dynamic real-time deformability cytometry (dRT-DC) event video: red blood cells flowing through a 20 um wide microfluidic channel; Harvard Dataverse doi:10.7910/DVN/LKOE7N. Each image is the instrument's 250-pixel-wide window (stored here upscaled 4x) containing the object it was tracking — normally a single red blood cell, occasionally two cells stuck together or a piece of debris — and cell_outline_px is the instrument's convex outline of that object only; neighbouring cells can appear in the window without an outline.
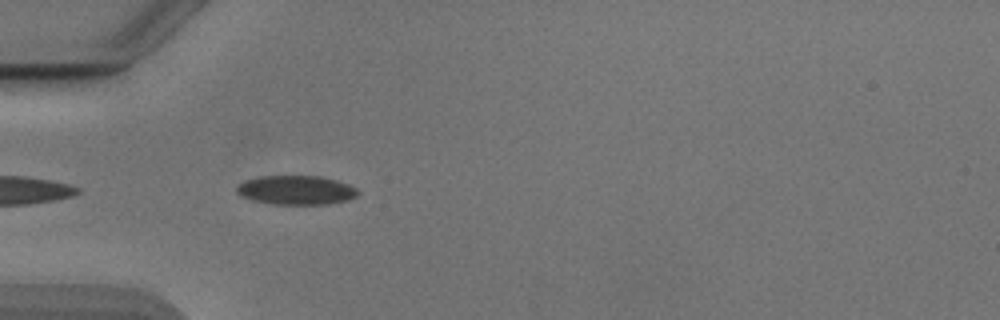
{"species": "Egyptian fruit bat (a non-hibernating species)", "species_latin": "Rousettus aegyptiacus", "temperature_condition": "cold", "stored_images_in_passage": 4, "camera_frame_rate_fps": 3000, "um_per_image_px": 0.085, "animal": {"sex": "male"}, "frame": {"image": 1, "passage_image": 2, "time_ms": 0.333, "image_size_px": [1000, 320], "cell_outline_px": [[360, 192], [356, 196], [348, 200], [328, 204], [272, 204], [252, 200], [240, 196], [236, 192], [236, 184], [244, 180], [260, 176], [320, 176], [336, 180], [348, 184], [356, 188]], "centroid_in_image_um": [25.14, 16.16], "position_along_channel_um": 59.9, "area_um2": 20.75}}